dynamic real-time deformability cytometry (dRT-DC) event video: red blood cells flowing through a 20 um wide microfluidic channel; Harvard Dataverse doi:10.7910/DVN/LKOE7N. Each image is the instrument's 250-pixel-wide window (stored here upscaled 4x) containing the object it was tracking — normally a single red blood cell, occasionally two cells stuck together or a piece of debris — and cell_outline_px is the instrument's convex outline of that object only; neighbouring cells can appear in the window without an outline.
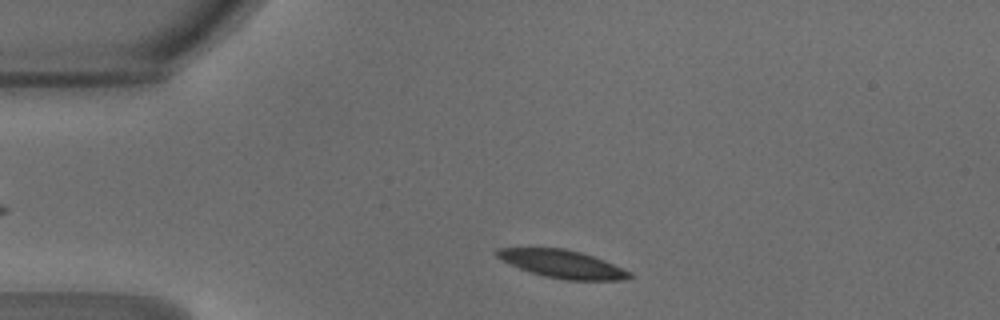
{"species": "common noctule bat (a hibernating species)", "species_latin": "Nyctalus noctula", "temperature_condition": "warm", "stored_images_in_passage": 40, "camera_frame_rate_fps": 3000, "um_per_image_px": 0.085, "animal": {"sex": "male", "body_mass_g": 18.8}, "frame": {"image": 1, "passage_image": 3, "time_ms": 0.667, "image_size_px": [1000, 320], "cell_outline_px": [[636, 276], [624, 280], [564, 280], [544, 276], [520, 268], [496, 256], [496, 248], [564, 248], [580, 252], [604, 260], [632, 272]], "centroid_in_image_um": [47.88, 22.45], "position_along_channel_um": 37.1, "area_um2": 21.39}}
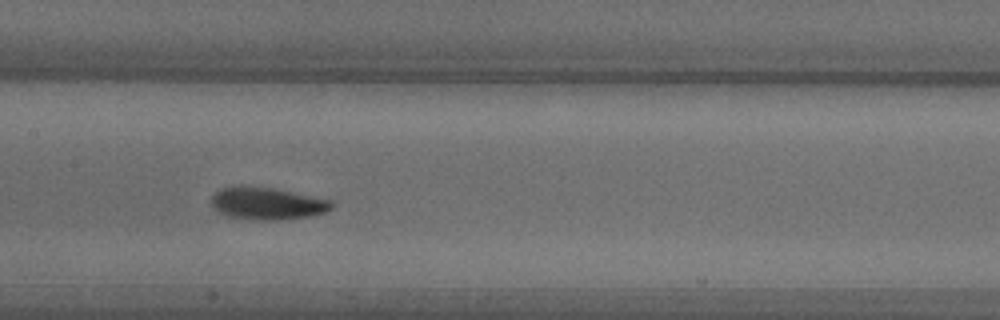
{"frame": {"image": 2, "passage_image": 16, "time_ms": 5.0, "image_size_px": [1000, 320], "cell_outline_px": [[332, 208], [328, 212], [312, 216], [284, 220], [256, 220], [228, 216], [212, 208], [212, 196], [220, 188], [244, 184], [272, 188], [332, 200]], "centroid_in_image_um": [22.71, 17.29], "position_along_channel_um": 184.7, "area_um2": 22.95}}
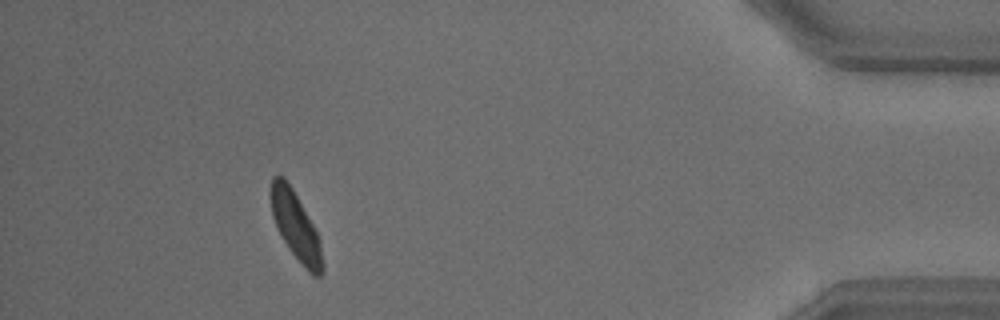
{"frame": {"image": 3, "passage_image": 36, "time_ms": 11.667, "image_size_px": [1000, 320], "cell_outline_px": [[324, 272], [320, 276], [312, 276], [304, 268], [288, 248], [272, 216], [268, 192], [272, 176], [284, 176], [292, 188], [312, 224], [320, 240], [324, 264]], "centroid_in_image_um": [25.12, 19.22], "position_along_channel_um": 410.1, "area_um2": 20.58}, "authors_computed_cell_mechanics": {"area_um2": 21.6461, "velocity_mm_per_s": 4.2121, "shape_relaxation_time_tau1_ms": 2.0153, "shape_relaxation_time_tau2_ms": 1.7283, "deformation_change_tau1": 0.1036, "deformation_change_tau2": 0.0682}}